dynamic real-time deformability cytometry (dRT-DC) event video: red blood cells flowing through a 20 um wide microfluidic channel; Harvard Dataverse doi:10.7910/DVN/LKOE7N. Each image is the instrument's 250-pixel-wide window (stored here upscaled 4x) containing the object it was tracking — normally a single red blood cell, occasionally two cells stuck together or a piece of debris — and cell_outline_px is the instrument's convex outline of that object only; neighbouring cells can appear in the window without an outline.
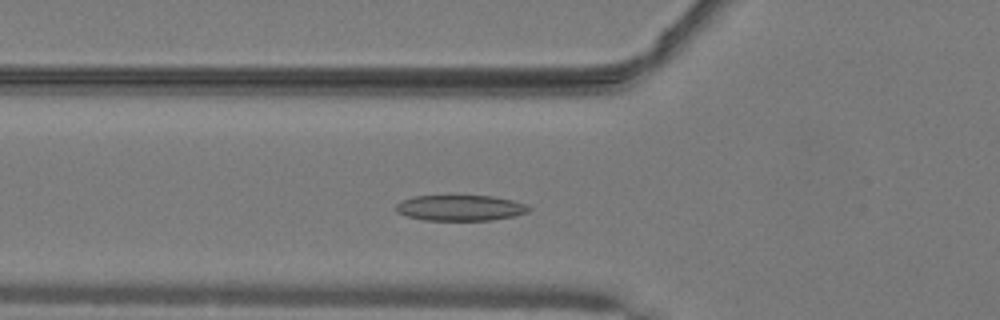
{"species": "common noctule bat (a hibernating species)", "species_latin": "Nyctalus noctula", "temperature_condition": "warm", "stored_images_in_passage": 42, "camera_frame_rate_fps": 3000, "um_per_image_px": 0.085, "animal": {"sex": "male", "body_mass_g": 19.2, "forearm_length_mm": 51.8}, "frame": {"image": 1, "passage_image": 10, "time_ms": 3.0, "image_size_px": [1000, 320], "cell_outline_px": [[532, 208], [528, 212], [516, 216], [492, 220], [424, 220], [408, 216], [396, 212], [396, 204], [400, 200], [412, 196], [492, 196], [512, 200], [524, 204]], "centroid_in_image_um": [39.12, 17.67], "position_along_channel_um": 86.7, "area_um2": 19.94}}
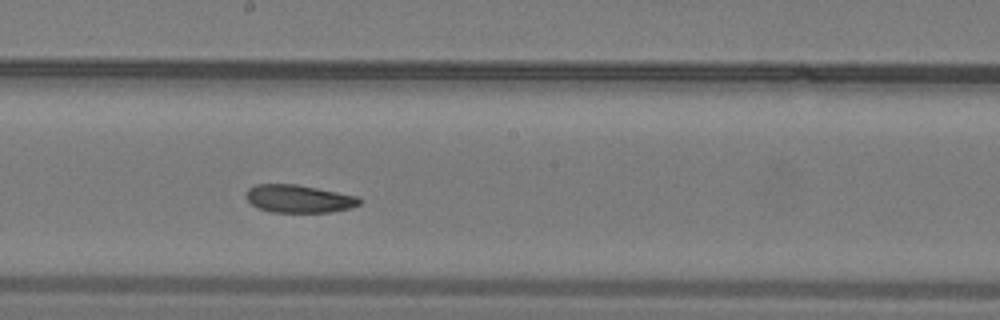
{"frame": {"image": 2, "passage_image": 20, "time_ms": 6.333, "image_size_px": [1000, 320], "cell_outline_px": [[364, 200], [360, 204], [352, 208], [328, 212], [272, 212], [256, 208], [244, 196], [248, 188], [256, 184], [296, 184], [360, 196]], "centroid_in_image_um": [25.42, 16.89], "position_along_channel_um": 222.8, "area_um2": 18.67}}
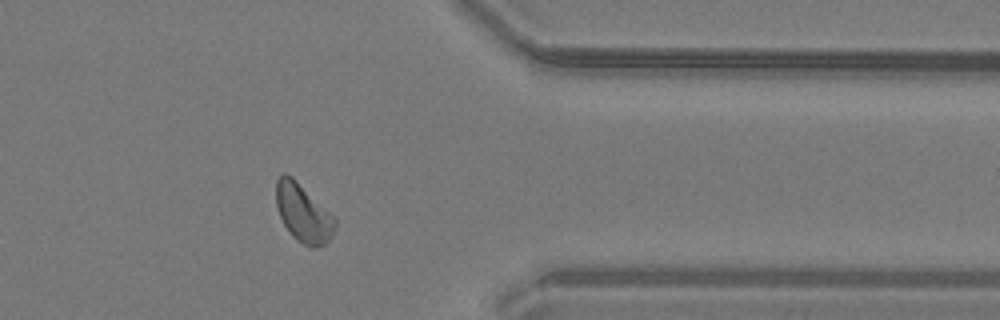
{"frame": {"image": 3, "passage_image": 33, "time_ms": 10.667, "image_size_px": [1000, 320], "cell_outline_px": [[336, 224], [332, 236], [324, 244], [316, 248], [312, 248], [296, 240], [292, 236], [284, 224], [280, 216], [276, 204], [276, 180], [284, 172], [292, 176], [336, 216]], "centroid_in_image_um": [25.79, 18.1], "position_along_channel_um": 385.6, "area_um2": 20.17}}